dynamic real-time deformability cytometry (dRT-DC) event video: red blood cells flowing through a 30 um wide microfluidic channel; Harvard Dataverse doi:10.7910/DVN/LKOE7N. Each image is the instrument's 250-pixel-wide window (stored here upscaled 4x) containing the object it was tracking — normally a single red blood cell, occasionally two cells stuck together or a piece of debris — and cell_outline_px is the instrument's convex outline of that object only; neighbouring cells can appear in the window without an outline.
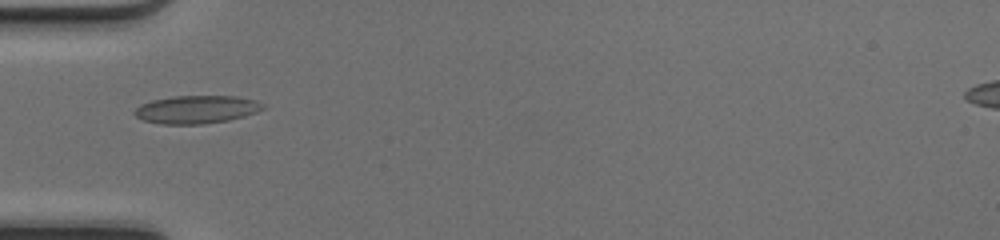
{"species": "common noctule bat (a hibernating species)", "species_latin": "Nyctalus noctula", "temperature_condition": "cold", "stored_images_in_passage": 33, "camera_frame_rate_fps": 3000, "um_per_image_px": 0.085, "animal": {"sex": "female", "body_mass_g": 17.0, "forearm_length_mm": 48.0}, "frame": {"image": 1, "passage_image": 1, "time_ms": 0.0, "image_size_px": [1000, 240], "cell_outline_px": [[264, 108], [256, 112], [244, 116], [228, 120], [204, 124], [160, 124], [144, 120], [136, 116], [132, 112], [140, 104], [152, 100], [176, 96], [236, 96], [256, 100], [264, 104]], "centroid_in_image_um": [16.7, 9.3], "position_along_channel_um": 68.3, "area_um2": 20.92}}
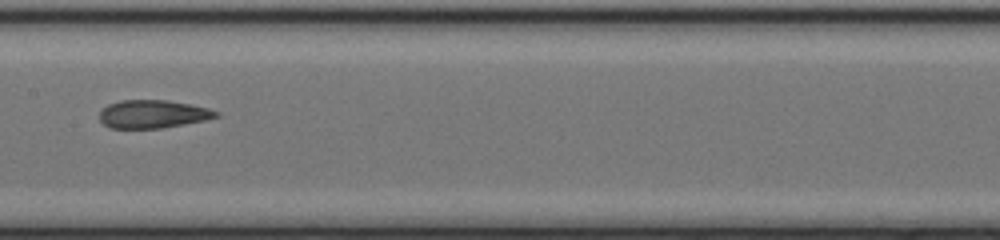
{"frame": {"image": 2, "passage_image": 10, "time_ms": 3.0, "image_size_px": [1000, 240], "cell_outline_px": [[220, 116], [204, 120], [160, 128], [112, 128], [104, 124], [100, 120], [100, 112], [108, 104], [120, 100], [168, 100], [208, 108], [220, 112]], "centroid_in_image_um": [13.0, 9.69], "position_along_channel_um": 194.4, "area_um2": 18.9}}
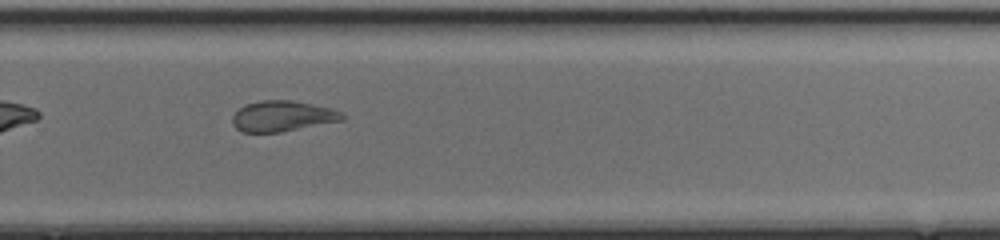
{"frame": {"image": 3, "passage_image": 18, "time_ms": 5.667, "image_size_px": [1000, 240], "cell_outline_px": [[344, 120], [280, 132], [240, 132], [232, 124], [232, 116], [244, 104], [260, 100], [292, 100], [332, 108], [344, 112]], "centroid_in_image_um": [24.01, 9.86], "position_along_channel_um": 305.8, "area_um2": 19.77}, "authors_computed_cell_mechanics": {"area_um2": 20.4034, "velocity_mm_per_s": 4.1934, "shape_relaxation_time_tau1_ms": null, "shape_relaxation_time_tau2_ms": 1.3367, "deformation_change_tau1": null, "deformation_change_tau2": 0.066}}